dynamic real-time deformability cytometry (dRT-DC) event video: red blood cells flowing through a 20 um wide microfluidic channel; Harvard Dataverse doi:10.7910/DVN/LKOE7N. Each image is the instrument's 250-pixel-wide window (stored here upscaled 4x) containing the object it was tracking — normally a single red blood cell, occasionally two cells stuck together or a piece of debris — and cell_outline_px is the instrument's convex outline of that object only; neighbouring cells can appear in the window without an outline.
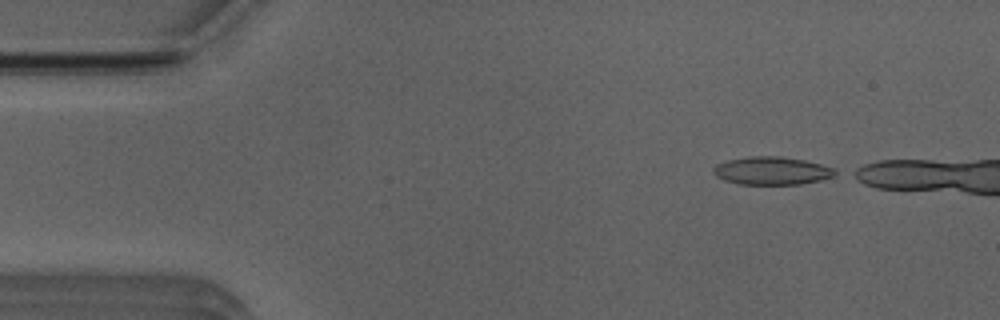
{"species": "Egyptian fruit bat (a non-hibernating species)", "species_latin": "Rousettus aegyptiacus", "temperature_condition": "room temperature", "stored_images_in_passage": 6, "camera_frame_rate_fps": 3000, "um_per_image_px": 0.085, "animal": {"sex": "male"}, "frame": {"image": 1, "passage_image": 1, "time_ms": 0.0, "image_size_px": [1000, 320], "cell_outline_px": [[840, 172], [836, 176], [820, 180], [800, 184], [740, 184], [724, 180], [716, 176], [712, 172], [712, 168], [716, 164], [728, 160], [748, 156], [780, 156], [804, 160], [820, 164], [832, 168]], "centroid_in_image_um": [65.6, 14.51], "position_along_channel_um": 19.4, "area_um2": 19.94}}